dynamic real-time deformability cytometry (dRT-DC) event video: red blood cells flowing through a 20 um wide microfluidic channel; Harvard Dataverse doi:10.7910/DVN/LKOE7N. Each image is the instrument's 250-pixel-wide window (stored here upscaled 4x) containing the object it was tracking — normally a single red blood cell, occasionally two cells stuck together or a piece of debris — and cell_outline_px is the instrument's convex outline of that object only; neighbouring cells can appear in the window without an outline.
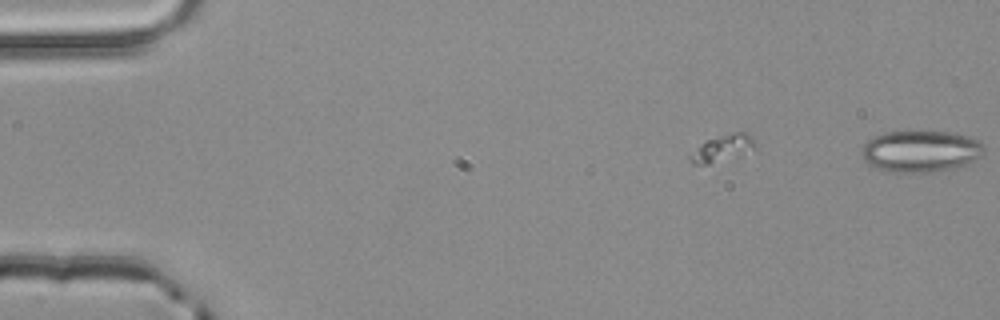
{"species": "common noctule bat (a hibernating species)", "species_latin": "Nyctalus noctula", "temperature_condition": "room temperature", "stored_images_in_passage": 2, "camera_frame_rate_fps": 3000, "um_per_image_px": 0.085, "animal": {"sex": "male", "body_mass_g": 20.4}, "frame": {"image": 1, "passage_image": 2, "time_ms": 0.333, "image_size_px": [1000, 320], "cell_outline_px": [[984, 152], [972, 164], [952, 168], [928, 172], [892, 172], [876, 168], [868, 164], [864, 160], [864, 144], [872, 136], [884, 132], [952, 132], [968, 136], [980, 140], [984, 144]], "centroid_in_image_um": [78.31, 12.85], "position_along_channel_um": 6.7, "area_um2": 29.71}}